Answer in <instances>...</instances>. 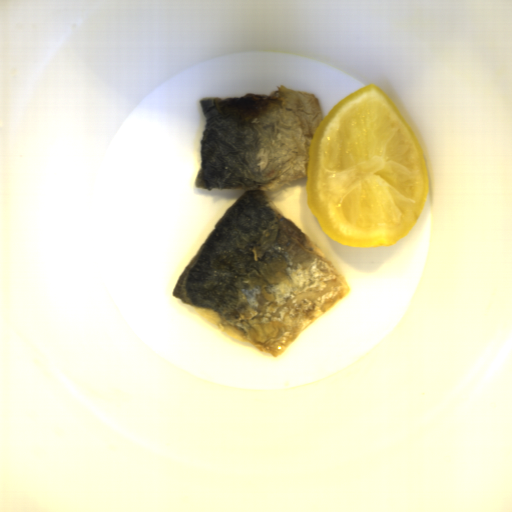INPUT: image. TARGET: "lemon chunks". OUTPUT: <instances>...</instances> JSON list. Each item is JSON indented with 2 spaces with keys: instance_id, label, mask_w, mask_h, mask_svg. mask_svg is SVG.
<instances>
[{
  "instance_id": "e0be4373",
  "label": "lemon chunks",
  "mask_w": 512,
  "mask_h": 512,
  "mask_svg": "<svg viewBox=\"0 0 512 512\" xmlns=\"http://www.w3.org/2000/svg\"><path fill=\"white\" fill-rule=\"evenodd\" d=\"M428 190L419 138L378 86L351 92L316 126L304 196L334 243L354 249L396 245L421 218Z\"/></svg>"
}]
</instances>
